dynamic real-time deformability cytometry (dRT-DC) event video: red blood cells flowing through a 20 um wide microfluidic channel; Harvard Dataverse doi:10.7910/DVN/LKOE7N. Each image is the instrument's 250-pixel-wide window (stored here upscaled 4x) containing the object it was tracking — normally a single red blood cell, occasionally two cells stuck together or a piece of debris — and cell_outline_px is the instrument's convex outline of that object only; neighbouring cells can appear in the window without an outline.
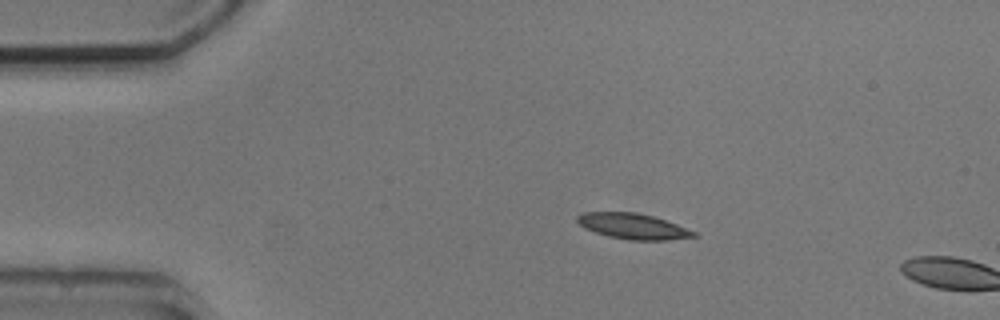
{"species": "common noctule bat (a hibernating species)", "species_latin": "Nyctalus noctula", "temperature_condition": "cold", "stored_images_in_passage": 3, "camera_frame_rate_fps": 3000, "um_per_image_px": 0.085, "animal": {"sex": "male", "body_mass_g": 20.5, "forearm_length_mm": 52.5}, "frame": {"image": 1, "passage_image": 2, "time_ms": 1.0, "image_size_px": [1000, 320], "cell_outline_px": [[700, 236], [668, 240], [628, 240], [608, 236], [584, 228], [576, 220], [576, 216], [584, 212], [636, 212], [652, 216], [676, 224], [696, 232]], "centroid_in_image_um": [53.8, 19.23], "position_along_channel_um": 31.2, "area_um2": 17.34}}